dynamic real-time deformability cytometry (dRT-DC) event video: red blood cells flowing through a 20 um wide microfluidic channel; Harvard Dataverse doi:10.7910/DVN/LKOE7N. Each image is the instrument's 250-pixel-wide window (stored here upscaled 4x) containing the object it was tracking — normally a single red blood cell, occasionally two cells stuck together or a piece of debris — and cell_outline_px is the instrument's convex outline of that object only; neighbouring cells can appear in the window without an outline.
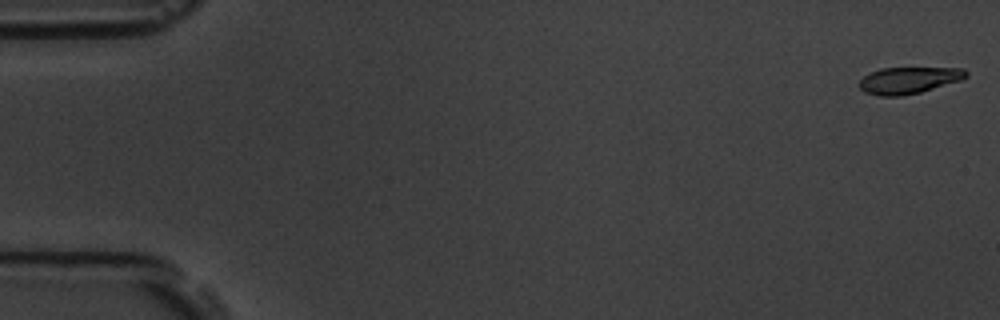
{"species": "common noctule bat (a hibernating species)", "species_latin": "Nyctalus noctula", "temperature_condition": "room temperature", "stored_images_in_passage": 7, "camera_frame_rate_fps": 3000, "um_per_image_px": 0.085, "animal": {"sex": "male", "body_mass_g": 19.5, "forearm_length_mm": 54.6}, "frame": {"image": 1, "passage_image": 1, "time_ms": 0.0, "image_size_px": [1000, 320], "cell_outline_px": [[968, 76], [960, 80], [920, 92], [904, 96], [880, 96], [864, 92], [856, 84], [864, 76], [880, 68], [964, 68], [968, 72]], "centroid_in_image_um": [77.21, 6.82], "position_along_channel_um": 7.8, "area_um2": 16.59}}
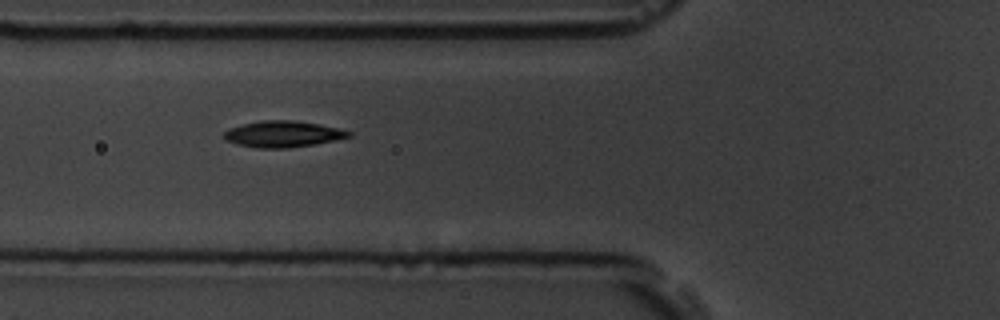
{"frame": {"image": 2, "passage_image": 6, "time_ms": 6.667, "image_size_px": [1000, 320], "cell_outline_px": [[352, 136], [336, 140], [288, 148], [256, 148], [224, 140], [224, 132], [228, 128], [260, 120], [296, 120], [336, 128], [352, 132]], "centroid_in_image_um": [24.02, 11.39], "position_along_channel_um": 101.8, "area_um2": 18.9}}
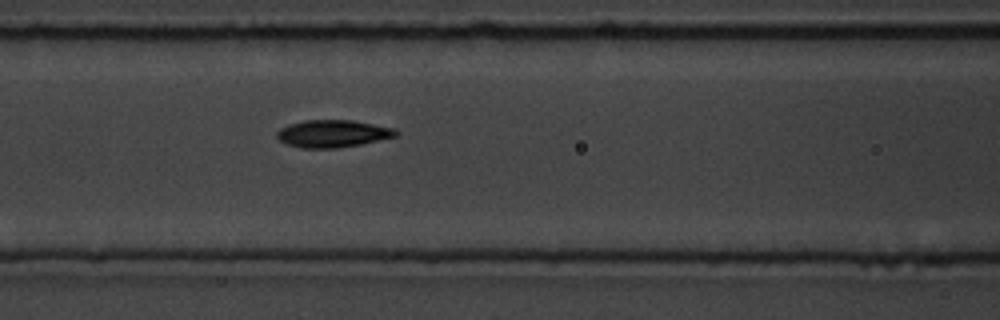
{"frame": {"image": 3, "passage_image": 7, "time_ms": 7.667, "image_size_px": [1000, 320], "cell_outline_px": [[400, 132], [396, 136], [360, 144], [336, 148], [300, 148], [288, 144], [280, 140], [276, 136], [276, 132], [280, 128], [288, 124], [304, 120], [352, 120], [396, 128]], "centroid_in_image_um": [28.28, 11.35], "position_along_channel_um": 138.3, "area_um2": 19.02}}